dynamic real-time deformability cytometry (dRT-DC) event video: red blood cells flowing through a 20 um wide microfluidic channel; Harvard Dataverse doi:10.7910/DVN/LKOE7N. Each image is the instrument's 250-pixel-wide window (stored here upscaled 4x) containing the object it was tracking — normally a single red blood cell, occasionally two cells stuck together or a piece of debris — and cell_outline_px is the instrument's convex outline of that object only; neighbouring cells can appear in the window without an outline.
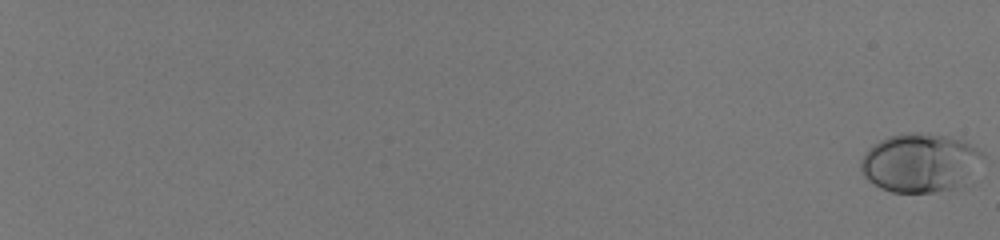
{"species": "human", "species_latin": "Homo sapiens", "temperature_condition": "room temperature", "stored_images_in_passage": 59, "camera_frame_rate_fps": 3000, "um_per_image_px": 0.085, "donor": {"sex": "male"}, "frame": {"image": 1, "passage_image": 1, "time_ms": 0.0, "image_size_px": [1000, 240], "cell_outline_px": [[984, 156], [952, 188], [932, 192], [892, 192], [880, 188], [868, 180], [864, 176], [860, 168], [860, 160], [864, 152], [872, 144], [888, 136], [908, 132], [920, 132], [948, 136], [960, 140], [984, 152]], "centroid_in_image_um": [78.06, 13.79], "position_along_channel_um": 6.9, "area_um2": 40.81}}
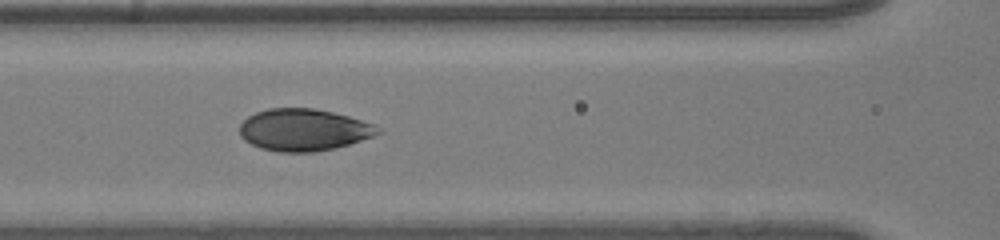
{"frame": {"image": 2, "passage_image": 34, "time_ms": 11.0, "image_size_px": [1000, 240], "cell_outline_px": [[384, 132], [336, 148], [312, 152], [280, 152], [260, 148], [244, 140], [240, 136], [240, 124], [248, 116], [256, 112], [268, 108], [316, 108], [348, 116], [372, 124], [380, 128]], "centroid_in_image_um": [25.79, 11.03], "position_along_channel_um": 140.8, "area_um2": 33.76}}
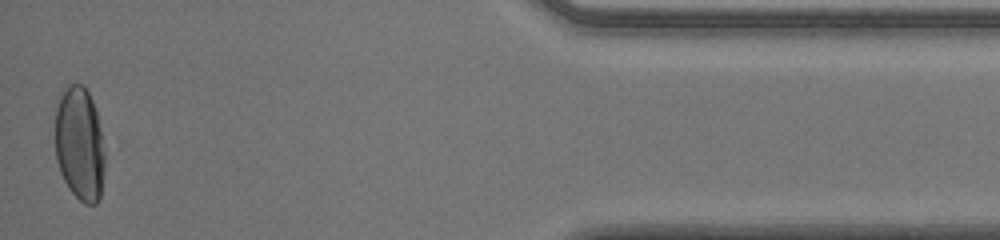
{"frame": {"image": 3, "passage_image": 59, "time_ms": 19.333, "image_size_px": [1000, 240], "cell_outline_px": [[104, 172], [100, 196], [96, 204], [84, 204], [68, 188], [60, 172], [56, 160], [56, 108], [60, 96], [64, 88], [68, 84], [84, 84], [92, 100], [96, 112], [104, 148]], "centroid_in_image_um": [6.77, 12.23], "position_along_channel_um": 428.4, "area_um2": 32.95}, "authors_computed_cell_mechanics": {"area_um2": 35.4314, "velocity_mm_per_s": 4.0462, "shape_relaxation_time_tau1_ms": 3.7369, "shape_relaxation_time_tau2_ms": null, "deformation_change_tau1": 0.1688, "deformation_change_tau2": null}}